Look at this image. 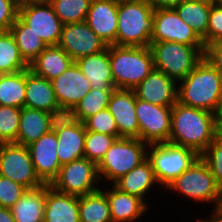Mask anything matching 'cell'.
Returning <instances> with one entry per match:
<instances>
[{
	"label": "cell",
	"instance_id": "1",
	"mask_svg": "<svg viewBox=\"0 0 222 222\" xmlns=\"http://www.w3.org/2000/svg\"><path fill=\"white\" fill-rule=\"evenodd\" d=\"M216 137V115L213 112L178 101L172 106L169 143L191 148L201 155Z\"/></svg>",
	"mask_w": 222,
	"mask_h": 222
},
{
	"label": "cell",
	"instance_id": "2",
	"mask_svg": "<svg viewBox=\"0 0 222 222\" xmlns=\"http://www.w3.org/2000/svg\"><path fill=\"white\" fill-rule=\"evenodd\" d=\"M179 83L178 102L216 113L222 96V76L205 58Z\"/></svg>",
	"mask_w": 222,
	"mask_h": 222
},
{
	"label": "cell",
	"instance_id": "3",
	"mask_svg": "<svg viewBox=\"0 0 222 222\" xmlns=\"http://www.w3.org/2000/svg\"><path fill=\"white\" fill-rule=\"evenodd\" d=\"M154 7L149 0H119L117 46H150Z\"/></svg>",
	"mask_w": 222,
	"mask_h": 222
},
{
	"label": "cell",
	"instance_id": "4",
	"mask_svg": "<svg viewBox=\"0 0 222 222\" xmlns=\"http://www.w3.org/2000/svg\"><path fill=\"white\" fill-rule=\"evenodd\" d=\"M109 59L114 86L118 89H134L154 69L150 46L109 45Z\"/></svg>",
	"mask_w": 222,
	"mask_h": 222
},
{
	"label": "cell",
	"instance_id": "5",
	"mask_svg": "<svg viewBox=\"0 0 222 222\" xmlns=\"http://www.w3.org/2000/svg\"><path fill=\"white\" fill-rule=\"evenodd\" d=\"M154 68L176 82L184 79L204 58L205 46L177 42H150Z\"/></svg>",
	"mask_w": 222,
	"mask_h": 222
},
{
	"label": "cell",
	"instance_id": "6",
	"mask_svg": "<svg viewBox=\"0 0 222 222\" xmlns=\"http://www.w3.org/2000/svg\"><path fill=\"white\" fill-rule=\"evenodd\" d=\"M199 157L193 149L169 142L149 144L147 148V159L155 177L159 185L165 188L188 170Z\"/></svg>",
	"mask_w": 222,
	"mask_h": 222
},
{
	"label": "cell",
	"instance_id": "7",
	"mask_svg": "<svg viewBox=\"0 0 222 222\" xmlns=\"http://www.w3.org/2000/svg\"><path fill=\"white\" fill-rule=\"evenodd\" d=\"M148 144L137 138L116 139L98 166L100 180L115 182L147 158Z\"/></svg>",
	"mask_w": 222,
	"mask_h": 222
},
{
	"label": "cell",
	"instance_id": "8",
	"mask_svg": "<svg viewBox=\"0 0 222 222\" xmlns=\"http://www.w3.org/2000/svg\"><path fill=\"white\" fill-rule=\"evenodd\" d=\"M166 189L179 192L194 201L213 202L214 211L222 204V190L207 164L200 157Z\"/></svg>",
	"mask_w": 222,
	"mask_h": 222
},
{
	"label": "cell",
	"instance_id": "9",
	"mask_svg": "<svg viewBox=\"0 0 222 222\" xmlns=\"http://www.w3.org/2000/svg\"><path fill=\"white\" fill-rule=\"evenodd\" d=\"M99 181L97 164L82 157L63 164L50 186L60 193L79 197L99 190V185L96 187Z\"/></svg>",
	"mask_w": 222,
	"mask_h": 222
},
{
	"label": "cell",
	"instance_id": "10",
	"mask_svg": "<svg viewBox=\"0 0 222 222\" xmlns=\"http://www.w3.org/2000/svg\"><path fill=\"white\" fill-rule=\"evenodd\" d=\"M0 175L28 190L45 185L37 176L28 146L0 143Z\"/></svg>",
	"mask_w": 222,
	"mask_h": 222
},
{
	"label": "cell",
	"instance_id": "11",
	"mask_svg": "<svg viewBox=\"0 0 222 222\" xmlns=\"http://www.w3.org/2000/svg\"><path fill=\"white\" fill-rule=\"evenodd\" d=\"M18 17L47 44L58 45L63 23L51 3L21 0Z\"/></svg>",
	"mask_w": 222,
	"mask_h": 222
},
{
	"label": "cell",
	"instance_id": "12",
	"mask_svg": "<svg viewBox=\"0 0 222 222\" xmlns=\"http://www.w3.org/2000/svg\"><path fill=\"white\" fill-rule=\"evenodd\" d=\"M135 113L141 141L148 145L169 141L172 106L154 105L136 97Z\"/></svg>",
	"mask_w": 222,
	"mask_h": 222
},
{
	"label": "cell",
	"instance_id": "13",
	"mask_svg": "<svg viewBox=\"0 0 222 222\" xmlns=\"http://www.w3.org/2000/svg\"><path fill=\"white\" fill-rule=\"evenodd\" d=\"M151 42H177L189 46H205L203 40L173 8L154 9Z\"/></svg>",
	"mask_w": 222,
	"mask_h": 222
},
{
	"label": "cell",
	"instance_id": "14",
	"mask_svg": "<svg viewBox=\"0 0 222 222\" xmlns=\"http://www.w3.org/2000/svg\"><path fill=\"white\" fill-rule=\"evenodd\" d=\"M58 46L74 62L79 58L97 54L107 48V44L96 35L85 21L63 25Z\"/></svg>",
	"mask_w": 222,
	"mask_h": 222
},
{
	"label": "cell",
	"instance_id": "15",
	"mask_svg": "<svg viewBox=\"0 0 222 222\" xmlns=\"http://www.w3.org/2000/svg\"><path fill=\"white\" fill-rule=\"evenodd\" d=\"M136 94L134 89L115 88L107 109L115 119L119 138L139 139V123L135 113Z\"/></svg>",
	"mask_w": 222,
	"mask_h": 222
},
{
	"label": "cell",
	"instance_id": "16",
	"mask_svg": "<svg viewBox=\"0 0 222 222\" xmlns=\"http://www.w3.org/2000/svg\"><path fill=\"white\" fill-rule=\"evenodd\" d=\"M57 145V135L52 131L28 145L35 172L44 184L50 185L62 166L57 156Z\"/></svg>",
	"mask_w": 222,
	"mask_h": 222
},
{
	"label": "cell",
	"instance_id": "17",
	"mask_svg": "<svg viewBox=\"0 0 222 222\" xmlns=\"http://www.w3.org/2000/svg\"><path fill=\"white\" fill-rule=\"evenodd\" d=\"M178 84L164 72L153 69L135 88L138 99L161 106H173L177 102Z\"/></svg>",
	"mask_w": 222,
	"mask_h": 222
},
{
	"label": "cell",
	"instance_id": "18",
	"mask_svg": "<svg viewBox=\"0 0 222 222\" xmlns=\"http://www.w3.org/2000/svg\"><path fill=\"white\" fill-rule=\"evenodd\" d=\"M118 0H92L85 22L106 44L116 45Z\"/></svg>",
	"mask_w": 222,
	"mask_h": 222
},
{
	"label": "cell",
	"instance_id": "19",
	"mask_svg": "<svg viewBox=\"0 0 222 222\" xmlns=\"http://www.w3.org/2000/svg\"><path fill=\"white\" fill-rule=\"evenodd\" d=\"M51 82L59 106L75 107L91 89L88 79L75 62Z\"/></svg>",
	"mask_w": 222,
	"mask_h": 222
},
{
	"label": "cell",
	"instance_id": "20",
	"mask_svg": "<svg viewBox=\"0 0 222 222\" xmlns=\"http://www.w3.org/2000/svg\"><path fill=\"white\" fill-rule=\"evenodd\" d=\"M75 63L88 79L91 88L101 90L115 89L109 59V45L102 52L79 58Z\"/></svg>",
	"mask_w": 222,
	"mask_h": 222
},
{
	"label": "cell",
	"instance_id": "21",
	"mask_svg": "<svg viewBox=\"0 0 222 222\" xmlns=\"http://www.w3.org/2000/svg\"><path fill=\"white\" fill-rule=\"evenodd\" d=\"M43 222H80L79 197L60 193L46 184Z\"/></svg>",
	"mask_w": 222,
	"mask_h": 222
},
{
	"label": "cell",
	"instance_id": "22",
	"mask_svg": "<svg viewBox=\"0 0 222 222\" xmlns=\"http://www.w3.org/2000/svg\"><path fill=\"white\" fill-rule=\"evenodd\" d=\"M102 191L109 201L112 222H134L147 211L148 204L141 198L122 192L114 185Z\"/></svg>",
	"mask_w": 222,
	"mask_h": 222
},
{
	"label": "cell",
	"instance_id": "23",
	"mask_svg": "<svg viewBox=\"0 0 222 222\" xmlns=\"http://www.w3.org/2000/svg\"><path fill=\"white\" fill-rule=\"evenodd\" d=\"M59 106L52 82L26 69L24 107L49 112Z\"/></svg>",
	"mask_w": 222,
	"mask_h": 222
},
{
	"label": "cell",
	"instance_id": "24",
	"mask_svg": "<svg viewBox=\"0 0 222 222\" xmlns=\"http://www.w3.org/2000/svg\"><path fill=\"white\" fill-rule=\"evenodd\" d=\"M73 62L60 46L50 45L37 56L29 68L36 75L51 81L66 71Z\"/></svg>",
	"mask_w": 222,
	"mask_h": 222
},
{
	"label": "cell",
	"instance_id": "25",
	"mask_svg": "<svg viewBox=\"0 0 222 222\" xmlns=\"http://www.w3.org/2000/svg\"><path fill=\"white\" fill-rule=\"evenodd\" d=\"M154 183H158L149 160L146 158L127 174L112 183L120 191L141 198L145 203V195Z\"/></svg>",
	"mask_w": 222,
	"mask_h": 222
},
{
	"label": "cell",
	"instance_id": "26",
	"mask_svg": "<svg viewBox=\"0 0 222 222\" xmlns=\"http://www.w3.org/2000/svg\"><path fill=\"white\" fill-rule=\"evenodd\" d=\"M57 156L61 165L84 157L86 129L84 123L65 127L56 132Z\"/></svg>",
	"mask_w": 222,
	"mask_h": 222
},
{
	"label": "cell",
	"instance_id": "27",
	"mask_svg": "<svg viewBox=\"0 0 222 222\" xmlns=\"http://www.w3.org/2000/svg\"><path fill=\"white\" fill-rule=\"evenodd\" d=\"M45 198L46 184L36 189L27 190L10 208L15 222H43Z\"/></svg>",
	"mask_w": 222,
	"mask_h": 222
},
{
	"label": "cell",
	"instance_id": "28",
	"mask_svg": "<svg viewBox=\"0 0 222 222\" xmlns=\"http://www.w3.org/2000/svg\"><path fill=\"white\" fill-rule=\"evenodd\" d=\"M49 131L48 112L28 107L21 109L17 144L28 146Z\"/></svg>",
	"mask_w": 222,
	"mask_h": 222
},
{
	"label": "cell",
	"instance_id": "29",
	"mask_svg": "<svg viewBox=\"0 0 222 222\" xmlns=\"http://www.w3.org/2000/svg\"><path fill=\"white\" fill-rule=\"evenodd\" d=\"M211 3L194 0H183L173 9L178 16L203 40L207 46V27Z\"/></svg>",
	"mask_w": 222,
	"mask_h": 222
},
{
	"label": "cell",
	"instance_id": "30",
	"mask_svg": "<svg viewBox=\"0 0 222 222\" xmlns=\"http://www.w3.org/2000/svg\"><path fill=\"white\" fill-rule=\"evenodd\" d=\"M16 45L24 61L30 65L47 47V44L36 35L19 17L10 27Z\"/></svg>",
	"mask_w": 222,
	"mask_h": 222
},
{
	"label": "cell",
	"instance_id": "31",
	"mask_svg": "<svg viewBox=\"0 0 222 222\" xmlns=\"http://www.w3.org/2000/svg\"><path fill=\"white\" fill-rule=\"evenodd\" d=\"M79 219L80 222H112L109 201L102 189L79 196Z\"/></svg>",
	"mask_w": 222,
	"mask_h": 222
},
{
	"label": "cell",
	"instance_id": "32",
	"mask_svg": "<svg viewBox=\"0 0 222 222\" xmlns=\"http://www.w3.org/2000/svg\"><path fill=\"white\" fill-rule=\"evenodd\" d=\"M26 70L0 74V106L22 109L25 104Z\"/></svg>",
	"mask_w": 222,
	"mask_h": 222
},
{
	"label": "cell",
	"instance_id": "33",
	"mask_svg": "<svg viewBox=\"0 0 222 222\" xmlns=\"http://www.w3.org/2000/svg\"><path fill=\"white\" fill-rule=\"evenodd\" d=\"M29 69L22 58L11 32L0 31V74H11Z\"/></svg>",
	"mask_w": 222,
	"mask_h": 222
},
{
	"label": "cell",
	"instance_id": "34",
	"mask_svg": "<svg viewBox=\"0 0 222 222\" xmlns=\"http://www.w3.org/2000/svg\"><path fill=\"white\" fill-rule=\"evenodd\" d=\"M92 0H54L51 5L63 25L83 22Z\"/></svg>",
	"mask_w": 222,
	"mask_h": 222
},
{
	"label": "cell",
	"instance_id": "35",
	"mask_svg": "<svg viewBox=\"0 0 222 222\" xmlns=\"http://www.w3.org/2000/svg\"><path fill=\"white\" fill-rule=\"evenodd\" d=\"M113 90L91 88L90 91L75 106L76 112L84 122L87 118L97 114L108 107Z\"/></svg>",
	"mask_w": 222,
	"mask_h": 222
},
{
	"label": "cell",
	"instance_id": "36",
	"mask_svg": "<svg viewBox=\"0 0 222 222\" xmlns=\"http://www.w3.org/2000/svg\"><path fill=\"white\" fill-rule=\"evenodd\" d=\"M117 138L94 131H86L84 157L97 165Z\"/></svg>",
	"mask_w": 222,
	"mask_h": 222
},
{
	"label": "cell",
	"instance_id": "37",
	"mask_svg": "<svg viewBox=\"0 0 222 222\" xmlns=\"http://www.w3.org/2000/svg\"><path fill=\"white\" fill-rule=\"evenodd\" d=\"M21 109L0 106V143H16Z\"/></svg>",
	"mask_w": 222,
	"mask_h": 222
},
{
	"label": "cell",
	"instance_id": "38",
	"mask_svg": "<svg viewBox=\"0 0 222 222\" xmlns=\"http://www.w3.org/2000/svg\"><path fill=\"white\" fill-rule=\"evenodd\" d=\"M49 130L57 132L65 127L81 125L83 122L75 107L57 106L48 112Z\"/></svg>",
	"mask_w": 222,
	"mask_h": 222
},
{
	"label": "cell",
	"instance_id": "39",
	"mask_svg": "<svg viewBox=\"0 0 222 222\" xmlns=\"http://www.w3.org/2000/svg\"><path fill=\"white\" fill-rule=\"evenodd\" d=\"M222 190V139L216 137L200 155Z\"/></svg>",
	"mask_w": 222,
	"mask_h": 222
},
{
	"label": "cell",
	"instance_id": "40",
	"mask_svg": "<svg viewBox=\"0 0 222 222\" xmlns=\"http://www.w3.org/2000/svg\"><path fill=\"white\" fill-rule=\"evenodd\" d=\"M83 123L86 131L103 133L106 135L115 136L117 139H119L115 119L108 109L99 111L97 114L87 118Z\"/></svg>",
	"mask_w": 222,
	"mask_h": 222
},
{
	"label": "cell",
	"instance_id": "41",
	"mask_svg": "<svg viewBox=\"0 0 222 222\" xmlns=\"http://www.w3.org/2000/svg\"><path fill=\"white\" fill-rule=\"evenodd\" d=\"M28 189L0 175V207L10 209Z\"/></svg>",
	"mask_w": 222,
	"mask_h": 222
},
{
	"label": "cell",
	"instance_id": "42",
	"mask_svg": "<svg viewBox=\"0 0 222 222\" xmlns=\"http://www.w3.org/2000/svg\"><path fill=\"white\" fill-rule=\"evenodd\" d=\"M222 41V4H212L207 27V45Z\"/></svg>",
	"mask_w": 222,
	"mask_h": 222
},
{
	"label": "cell",
	"instance_id": "43",
	"mask_svg": "<svg viewBox=\"0 0 222 222\" xmlns=\"http://www.w3.org/2000/svg\"><path fill=\"white\" fill-rule=\"evenodd\" d=\"M21 0H0V31H8L18 17Z\"/></svg>",
	"mask_w": 222,
	"mask_h": 222
},
{
	"label": "cell",
	"instance_id": "44",
	"mask_svg": "<svg viewBox=\"0 0 222 222\" xmlns=\"http://www.w3.org/2000/svg\"><path fill=\"white\" fill-rule=\"evenodd\" d=\"M204 58L220 73L222 76V41L205 46Z\"/></svg>",
	"mask_w": 222,
	"mask_h": 222
},
{
	"label": "cell",
	"instance_id": "45",
	"mask_svg": "<svg viewBox=\"0 0 222 222\" xmlns=\"http://www.w3.org/2000/svg\"><path fill=\"white\" fill-rule=\"evenodd\" d=\"M183 0H149L154 9L174 8Z\"/></svg>",
	"mask_w": 222,
	"mask_h": 222
},
{
	"label": "cell",
	"instance_id": "46",
	"mask_svg": "<svg viewBox=\"0 0 222 222\" xmlns=\"http://www.w3.org/2000/svg\"><path fill=\"white\" fill-rule=\"evenodd\" d=\"M0 222H15L10 209L0 207Z\"/></svg>",
	"mask_w": 222,
	"mask_h": 222
},
{
	"label": "cell",
	"instance_id": "47",
	"mask_svg": "<svg viewBox=\"0 0 222 222\" xmlns=\"http://www.w3.org/2000/svg\"><path fill=\"white\" fill-rule=\"evenodd\" d=\"M198 222H222V217L217 211H214L211 218L207 220L201 219V220H198Z\"/></svg>",
	"mask_w": 222,
	"mask_h": 222
},
{
	"label": "cell",
	"instance_id": "48",
	"mask_svg": "<svg viewBox=\"0 0 222 222\" xmlns=\"http://www.w3.org/2000/svg\"><path fill=\"white\" fill-rule=\"evenodd\" d=\"M217 137L222 139V115H216Z\"/></svg>",
	"mask_w": 222,
	"mask_h": 222
},
{
	"label": "cell",
	"instance_id": "49",
	"mask_svg": "<svg viewBox=\"0 0 222 222\" xmlns=\"http://www.w3.org/2000/svg\"><path fill=\"white\" fill-rule=\"evenodd\" d=\"M215 115H222V96H221V100H220V103H219V107H218Z\"/></svg>",
	"mask_w": 222,
	"mask_h": 222
},
{
	"label": "cell",
	"instance_id": "50",
	"mask_svg": "<svg viewBox=\"0 0 222 222\" xmlns=\"http://www.w3.org/2000/svg\"><path fill=\"white\" fill-rule=\"evenodd\" d=\"M27 1H33L38 3H52L54 0H27Z\"/></svg>",
	"mask_w": 222,
	"mask_h": 222
},
{
	"label": "cell",
	"instance_id": "51",
	"mask_svg": "<svg viewBox=\"0 0 222 222\" xmlns=\"http://www.w3.org/2000/svg\"><path fill=\"white\" fill-rule=\"evenodd\" d=\"M212 4H222V0H212Z\"/></svg>",
	"mask_w": 222,
	"mask_h": 222
},
{
	"label": "cell",
	"instance_id": "52",
	"mask_svg": "<svg viewBox=\"0 0 222 222\" xmlns=\"http://www.w3.org/2000/svg\"><path fill=\"white\" fill-rule=\"evenodd\" d=\"M194 1H202V2H206V3H211L212 4V0H194Z\"/></svg>",
	"mask_w": 222,
	"mask_h": 222
},
{
	"label": "cell",
	"instance_id": "53",
	"mask_svg": "<svg viewBox=\"0 0 222 222\" xmlns=\"http://www.w3.org/2000/svg\"><path fill=\"white\" fill-rule=\"evenodd\" d=\"M222 217V210H216Z\"/></svg>",
	"mask_w": 222,
	"mask_h": 222
},
{
	"label": "cell",
	"instance_id": "54",
	"mask_svg": "<svg viewBox=\"0 0 222 222\" xmlns=\"http://www.w3.org/2000/svg\"><path fill=\"white\" fill-rule=\"evenodd\" d=\"M217 210H222V204L219 206V208Z\"/></svg>",
	"mask_w": 222,
	"mask_h": 222
}]
</instances>
